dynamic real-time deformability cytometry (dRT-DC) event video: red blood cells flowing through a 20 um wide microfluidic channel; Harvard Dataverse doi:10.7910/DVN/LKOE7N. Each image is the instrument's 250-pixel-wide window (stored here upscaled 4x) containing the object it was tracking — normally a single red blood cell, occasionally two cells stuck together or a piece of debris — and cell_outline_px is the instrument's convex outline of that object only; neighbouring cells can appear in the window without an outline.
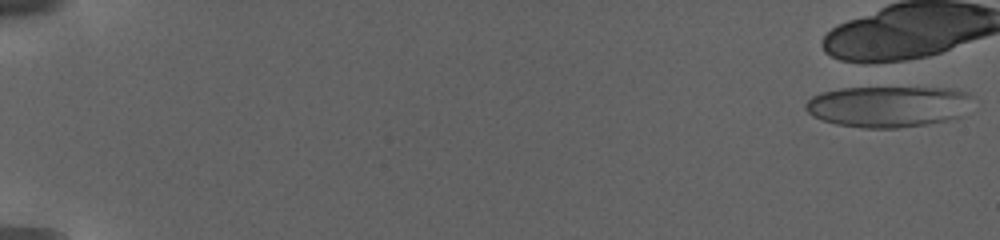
{"species": "human", "species_latin": "Homo sapiens", "temperature_condition": "warm", "stored_images_in_passage": 5, "camera_frame_rate_fps": 3000, "um_per_image_px": 0.085, "donor": {"sex": "female"}, "frame": {"image": 1, "passage_image": 1, "time_ms": 0.0, "image_size_px": [1000, 240], "cell_outline_px": [[972, 96], [960, 116], [948, 120], [928, 124], [900, 128], [864, 128], [836, 124], [812, 116], [804, 108], [804, 104], [812, 96], [820, 92], [840, 88], [952, 88], [968, 92]], "centroid_in_image_um": [75.45, 9.05], "position_along_channel_um": 9.6, "area_um2": 40.06}}